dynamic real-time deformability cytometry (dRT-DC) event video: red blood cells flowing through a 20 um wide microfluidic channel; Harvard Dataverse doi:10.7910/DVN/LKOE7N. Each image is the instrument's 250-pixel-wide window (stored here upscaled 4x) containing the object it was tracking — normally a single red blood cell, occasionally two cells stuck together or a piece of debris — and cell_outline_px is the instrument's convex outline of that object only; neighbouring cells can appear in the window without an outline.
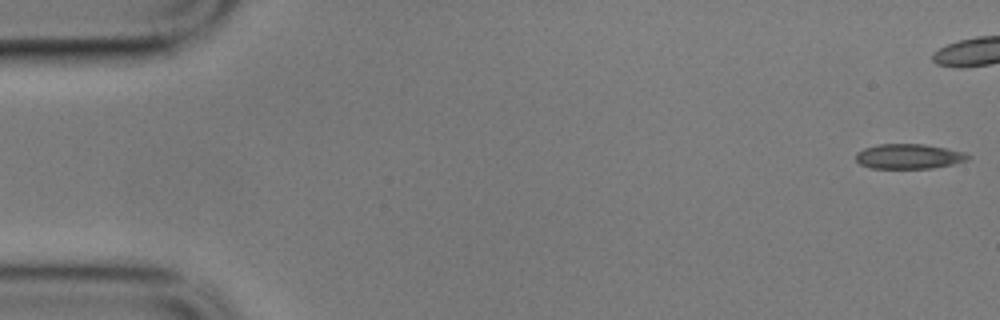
{"species": "common noctule bat (a hibernating species)", "species_latin": "Nyctalus noctula", "temperature_condition": "cold", "stored_images_in_passage": 44, "camera_frame_rate_fps": 3000, "um_per_image_px": 0.085, "animal": {"sex": "male", "body_mass_g": 17.9}, "frame": {"image": 1, "passage_image": 1, "time_ms": 0.0, "image_size_px": [1000, 320], "cell_outline_px": [[972, 156], [968, 160], [952, 164], [932, 168], [872, 168], [860, 164], [856, 160], [856, 152], [864, 148], [880, 144], [924, 144], [964, 152]], "centroid_in_image_um": [77.25, 13.29], "position_along_channel_um": 7.8, "area_um2": 16.18}}
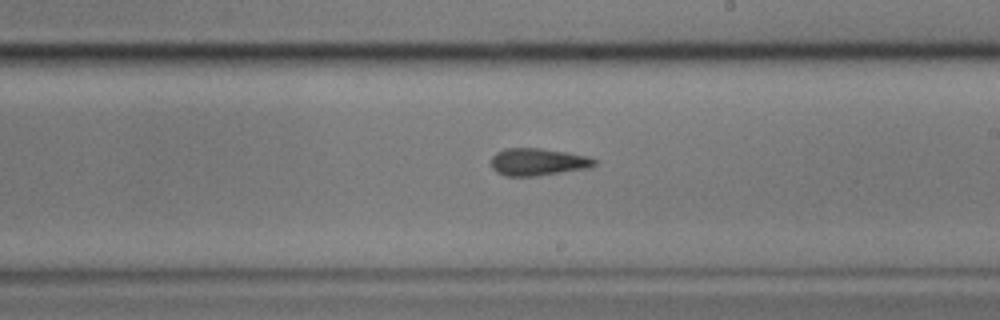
{"frame": {"image": 2, "passage_image": 32, "time_ms": 10.333, "image_size_px": [1000, 320], "cell_outline_px": [[596, 164], [588, 168], [536, 176], [504, 176], [496, 172], [492, 168], [492, 156], [496, 152], [504, 148], [540, 148], [568, 152], [588, 156], [596, 160]], "centroid_in_image_um": [45.7, 13.76], "position_along_channel_um": 243.3, "area_um2": 16.53}}
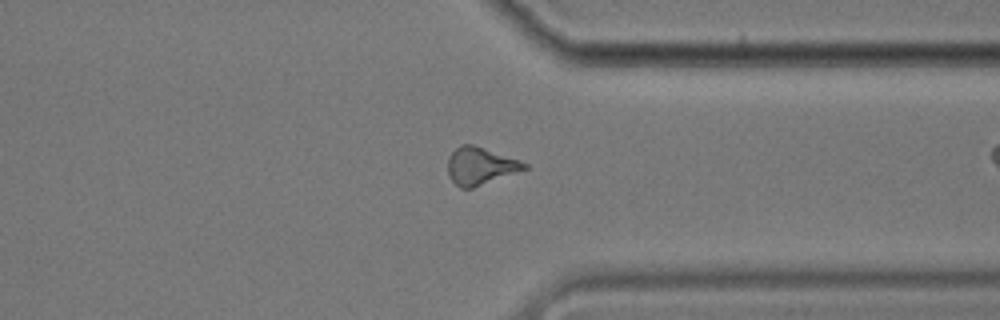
{"frame": {"image": 3, "passage_image": 43, "time_ms": 14.0, "image_size_px": [1000, 320], "cell_outline_px": [[528, 168], [472, 188], [460, 188], [452, 180], [448, 172], [448, 156], [460, 144], [472, 144], [520, 160], [528, 164]], "centroid_in_image_um": [40.82, 14.1], "position_along_channel_um": 370.6, "area_um2": 16.47}}